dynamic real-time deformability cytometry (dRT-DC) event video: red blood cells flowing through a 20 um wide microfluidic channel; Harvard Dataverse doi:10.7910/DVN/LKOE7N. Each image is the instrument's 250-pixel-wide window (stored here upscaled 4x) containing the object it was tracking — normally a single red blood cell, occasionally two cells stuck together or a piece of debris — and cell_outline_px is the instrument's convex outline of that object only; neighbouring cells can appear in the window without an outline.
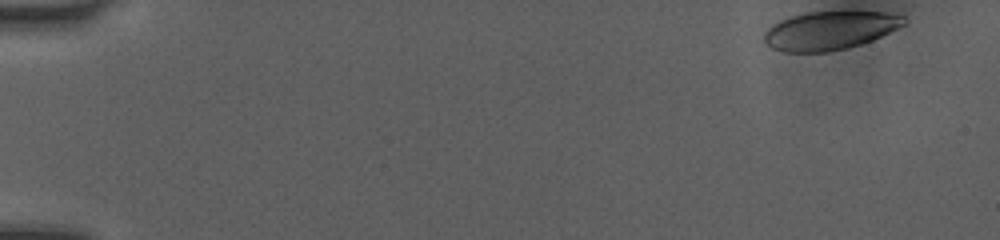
{"species": "human", "species_latin": "Homo sapiens", "temperature_condition": "room temperature", "stored_images_in_passage": 45, "camera_frame_rate_fps": 3000, "um_per_image_px": 0.085, "donor": {"sex": "female"}, "frame": {"image": 1, "passage_image": 1, "time_ms": 0.0, "image_size_px": [1000, 240], "cell_outline_px": [[908, 24], [872, 40], [860, 44], [828, 52], [784, 52], [772, 48], [764, 44], [764, 32], [772, 24], [780, 20], [792, 16], [808, 12], [884, 12], [904, 16], [908, 20]], "centroid_in_image_um": [70.53, 2.59], "position_along_channel_um": 14.5, "area_um2": 31.39}}
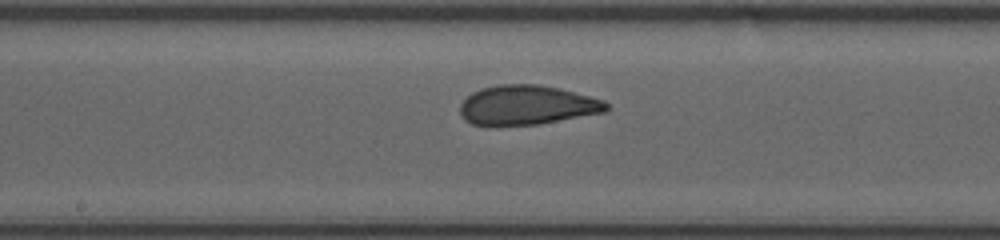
{"frame": {"image": 2, "passage_image": 26, "time_ms": 8.333, "image_size_px": [1000, 240], "cell_outline_px": [[608, 108], [604, 112], [540, 124], [472, 124], [464, 120], [460, 116], [460, 104], [472, 92], [480, 88], [496, 84], [536, 84], [560, 88], [604, 100], [608, 104]], "centroid_in_image_um": [44.78, 8.91], "position_along_channel_um": 203.4, "area_um2": 33.47}}
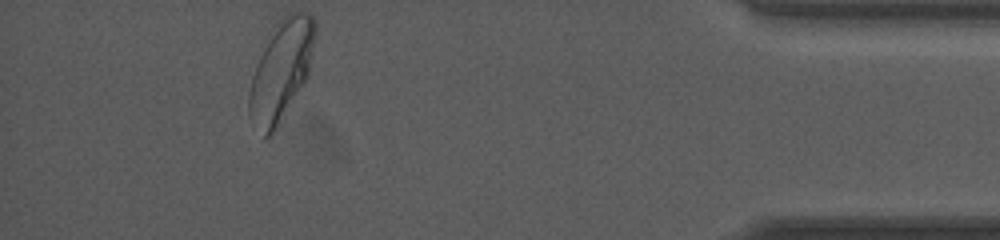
{"frame": {"image": 3, "passage_image": 45, "time_ms": 14.667, "image_size_px": [1000, 240], "cell_outline_px": [[316, 36], [308, 76], [272, 132], [264, 140], [248, 116], [248, 92], [252, 76], [256, 64], [264, 48], [284, 16], [288, 12], [308, 12], [316, 20]], "centroid_in_image_um": [23.9, 6.0], "position_along_channel_um": 411.3, "area_um2": 37.57}, "authors_computed_cell_mechanics": {"area_um2": 33.7552, "velocity_mm_per_s": 4.0538, "shape_relaxation_time_tau1_ms": 6.4388, "shape_relaxation_time_tau2_ms": null, "deformation_change_tau1": 0.185, "deformation_change_tau2": null}}